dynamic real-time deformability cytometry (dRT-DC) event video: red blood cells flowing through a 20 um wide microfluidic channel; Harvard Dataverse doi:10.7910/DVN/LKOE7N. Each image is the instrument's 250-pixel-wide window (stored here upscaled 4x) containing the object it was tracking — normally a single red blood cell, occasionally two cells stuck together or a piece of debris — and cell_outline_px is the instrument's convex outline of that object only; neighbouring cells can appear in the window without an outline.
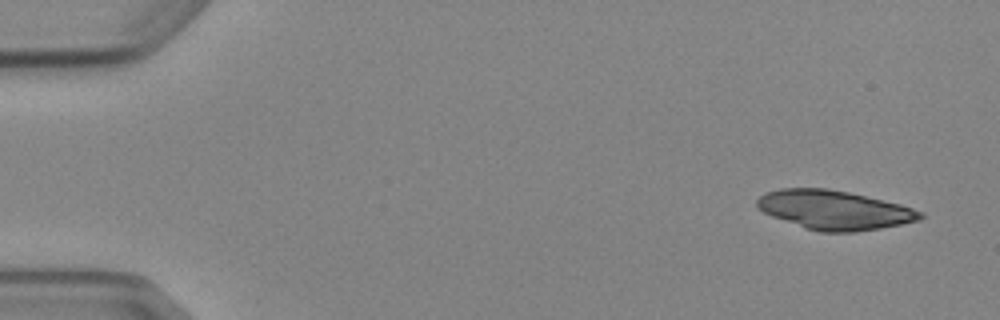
{"species": "Egyptian fruit bat (a non-hibernating species)", "species_latin": "Rousettus aegyptiacus", "temperature_condition": "cold", "stored_images_in_passage": 4, "camera_frame_rate_fps": 3000, "um_per_image_px": 0.085, "animal": {"sex": "female"}, "frame": {"image": 1, "passage_image": 1, "time_ms": 0.0, "image_size_px": [1000, 320], "cell_outline_px": [[924, 216], [920, 220], [880, 228], [856, 232], [820, 232], [804, 228], [772, 216], [764, 212], [756, 204], [756, 200], [760, 196], [768, 192], [780, 188], [828, 188], [848, 192], [900, 204], [924, 212]], "centroid_in_image_um": [70.92, 17.85], "position_along_channel_um": 14.1, "area_um2": 37.05}}